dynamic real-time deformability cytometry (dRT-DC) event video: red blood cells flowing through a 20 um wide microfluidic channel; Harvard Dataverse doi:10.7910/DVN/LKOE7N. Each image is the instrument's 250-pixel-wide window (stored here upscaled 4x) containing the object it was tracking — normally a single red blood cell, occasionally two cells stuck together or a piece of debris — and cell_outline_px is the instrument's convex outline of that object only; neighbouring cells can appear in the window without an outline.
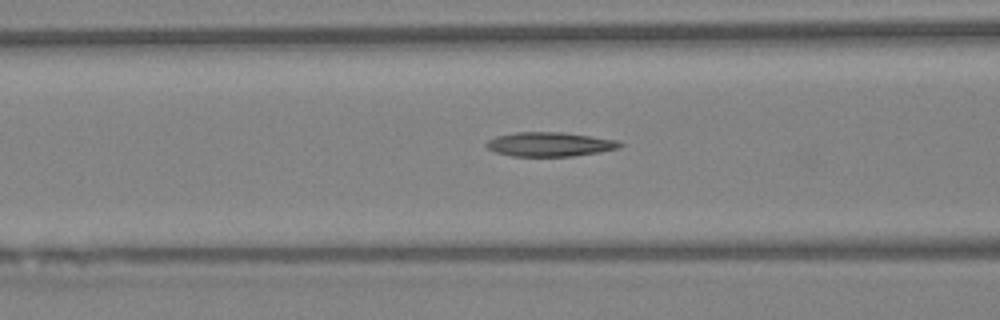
{"species": "Egyptian fruit bat (a non-hibernating species)", "species_latin": "Rousettus aegyptiacus", "temperature_condition": "warm", "stored_images_in_passage": 24, "camera_frame_rate_fps": 3000, "um_per_image_px": 0.085, "animal": {"sex": "female"}, "frame": {"image": 1, "passage_image": 6, "time_ms": 1.667, "image_size_px": [1000, 320], "cell_outline_px": [[624, 144], [616, 148], [600, 152], [572, 156], [512, 156], [496, 152], [488, 148], [484, 144], [488, 140], [496, 136], [516, 132], [560, 132], [620, 140]], "centroid_in_image_um": [46.72, 12.26], "position_along_channel_um": 119.9, "area_um2": 18.79}}
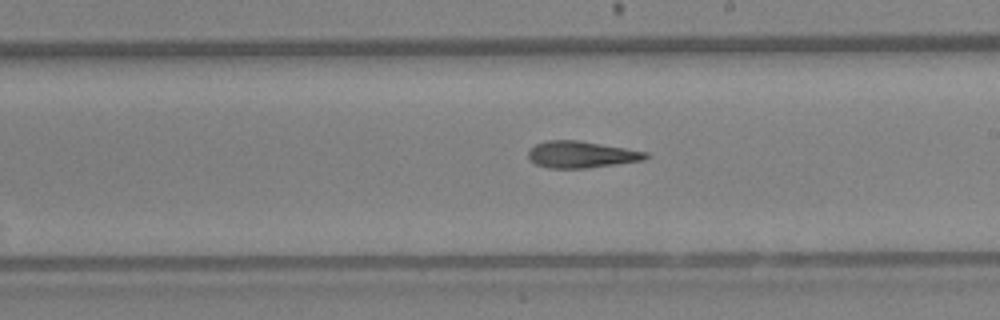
{"frame": {"image": 2, "passage_image": 14, "time_ms": 4.333, "image_size_px": [1000, 320], "cell_outline_px": [[652, 156], [644, 160], [588, 168], [548, 168], [536, 164], [528, 156], [528, 152], [536, 144], [548, 140], [580, 140], [648, 152]], "centroid_in_image_um": [49.46, 13.13], "position_along_channel_um": 239.5, "area_um2": 18.26}}
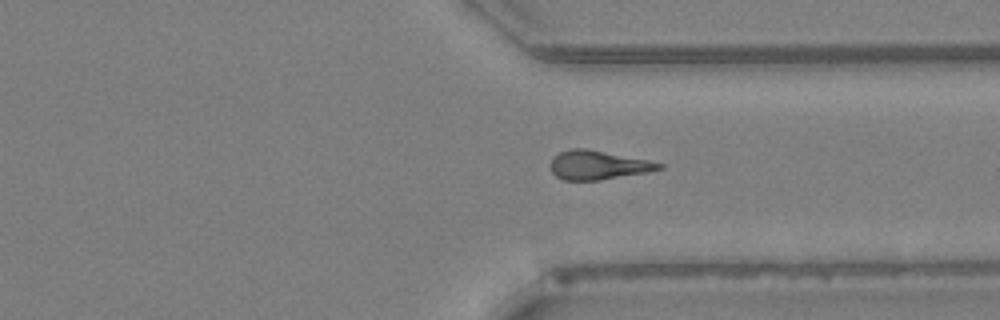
{"frame": {"image": 3, "passage_image": 22, "time_ms": 7.0, "image_size_px": [1000, 320], "cell_outline_px": [[664, 168], [648, 172], [600, 180], [564, 180], [556, 176], [552, 172], [552, 160], [560, 152], [572, 148], [584, 148], [648, 160], [664, 164]], "centroid_in_image_um": [50.87, 14.04], "position_along_channel_um": 360.5, "area_um2": 18.03}}